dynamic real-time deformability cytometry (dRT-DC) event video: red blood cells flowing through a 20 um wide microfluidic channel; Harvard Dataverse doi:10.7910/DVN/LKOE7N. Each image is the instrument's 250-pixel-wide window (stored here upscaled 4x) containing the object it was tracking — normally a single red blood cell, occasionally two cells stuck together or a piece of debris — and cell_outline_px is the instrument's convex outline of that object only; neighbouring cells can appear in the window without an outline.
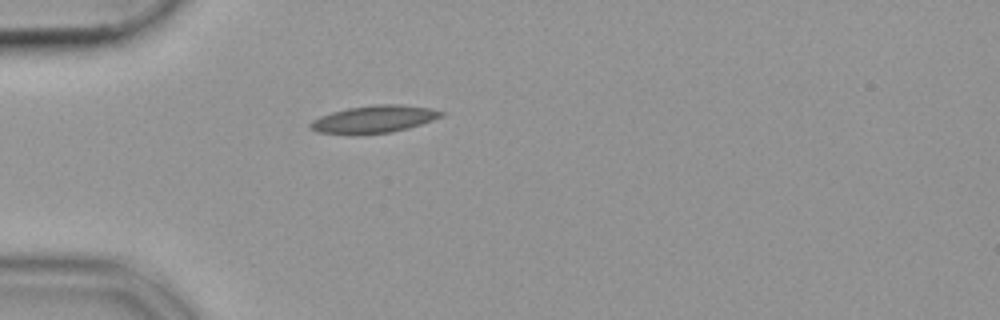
{"species": "common noctule bat (a hibernating species)", "species_latin": "Nyctalus noctula", "temperature_condition": "cold", "stored_images_in_passage": 39, "camera_frame_rate_fps": 3000, "um_per_image_px": 0.085, "animal": {"sex": "female", "body_mass_g": 19.9}, "frame": {"image": 1, "passage_image": 1, "time_ms": 0.0, "image_size_px": [1000, 320], "cell_outline_px": [[444, 116], [408, 128], [392, 132], [316, 132], [308, 128], [308, 124], [312, 120], [320, 116], [332, 112], [348, 108], [372, 104], [400, 104], [432, 108], [444, 112]], "centroid_in_image_um": [31.83, 10.09], "position_along_channel_um": 53.2, "area_um2": 20.35}}
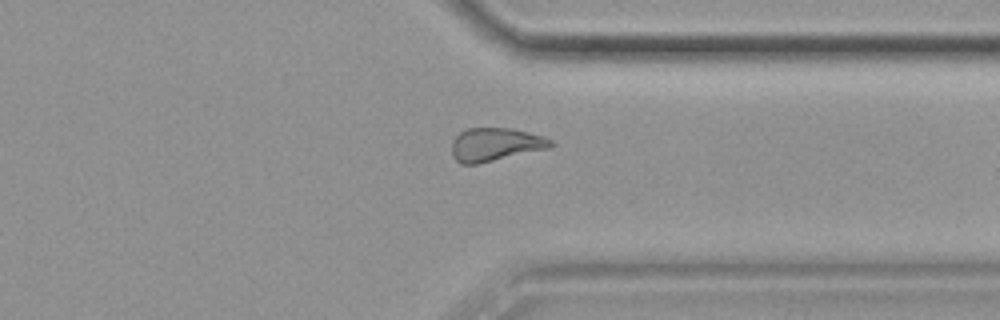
{"frame": {"image": 2, "passage_image": 27, "time_ms": 8.667, "image_size_px": [1000, 320], "cell_outline_px": [[556, 144], [552, 148], [476, 164], [460, 164], [452, 156], [452, 140], [460, 132], [468, 128], [512, 128], [544, 136], [552, 140]], "centroid_in_image_um": [42.14, 12.28], "position_along_channel_um": 369.3, "area_um2": 19.42}}
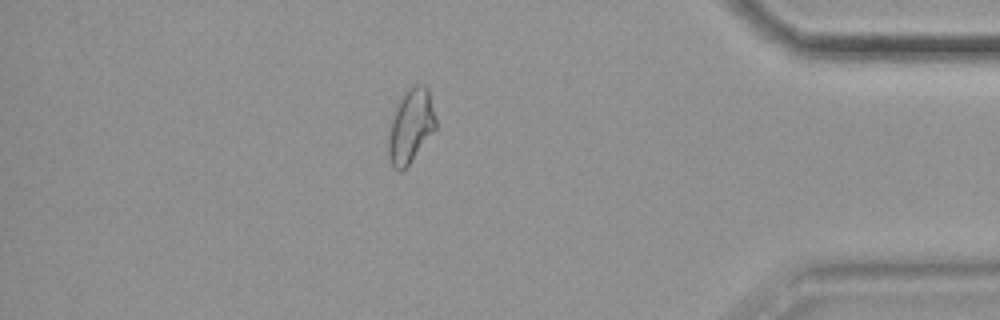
{"frame": {"image": 3, "passage_image": 32, "time_ms": 10.333, "image_size_px": [1000, 320], "cell_outline_px": [[436, 128], [408, 164], [400, 172], [396, 172], [392, 168], [388, 156], [388, 136], [396, 100], [404, 92], [416, 84], [424, 84], [428, 88], [436, 120]], "centroid_in_image_um": [34.87, 10.69], "position_along_channel_um": 400.3, "area_um2": 20.46}}